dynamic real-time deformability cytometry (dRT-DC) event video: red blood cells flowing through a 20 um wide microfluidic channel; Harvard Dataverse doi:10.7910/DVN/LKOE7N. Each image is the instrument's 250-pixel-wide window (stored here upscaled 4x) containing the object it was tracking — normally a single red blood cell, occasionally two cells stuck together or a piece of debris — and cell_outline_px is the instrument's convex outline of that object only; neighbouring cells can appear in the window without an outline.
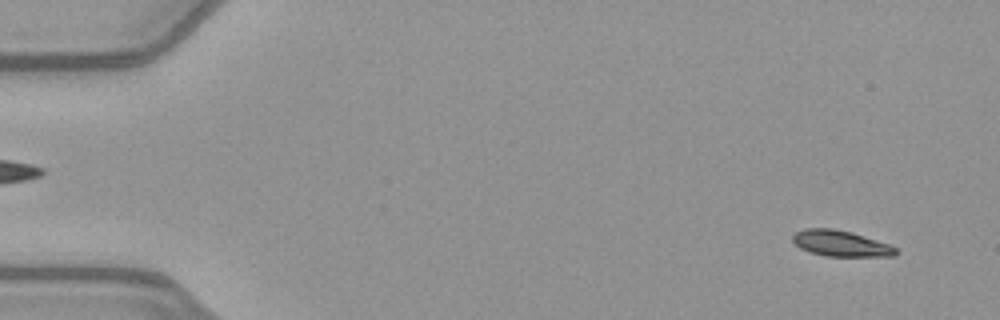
{"species": "common noctule bat (a hibernating species)", "species_latin": "Nyctalus noctula", "temperature_condition": "warm", "stored_images_in_passage": 51, "camera_frame_rate_fps": 3000, "um_per_image_px": 0.085, "animal": {"sex": "female", "body_mass_g": 21.9}, "frame": {"image": 1, "passage_image": 3, "time_ms": 0.667, "image_size_px": [1000, 320], "cell_outline_px": [[896, 256], [824, 256], [808, 252], [800, 248], [792, 240], [792, 236], [796, 232], [804, 228], [832, 228], [852, 232], [892, 244], [896, 248]], "centroid_in_image_um": [71.47, 20.69], "position_along_channel_um": 13.5, "area_um2": 15.78}}
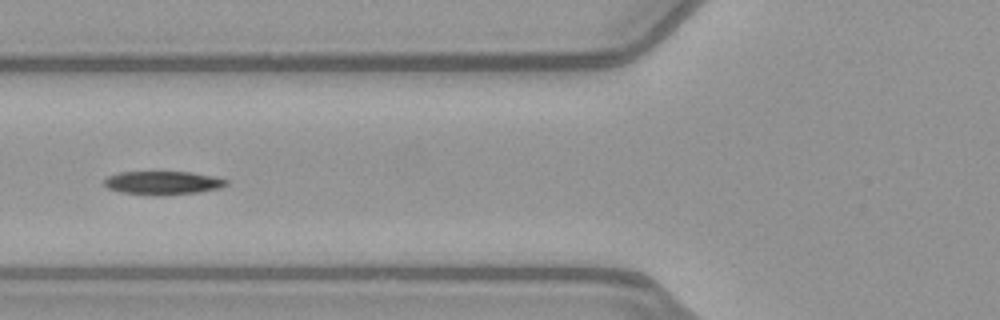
{"frame": {"image": 2, "passage_image": 20, "time_ms": 6.333, "image_size_px": [1000, 320], "cell_outline_px": [[228, 184], [220, 188], [200, 192], [160, 196], [152, 196], [120, 192], [108, 188], [104, 184], [104, 180], [108, 176], [120, 172], [192, 172], [212, 176], [228, 180]], "centroid_in_image_um": [13.84, 15.56], "position_along_channel_um": 112.0, "area_um2": 16.88}}
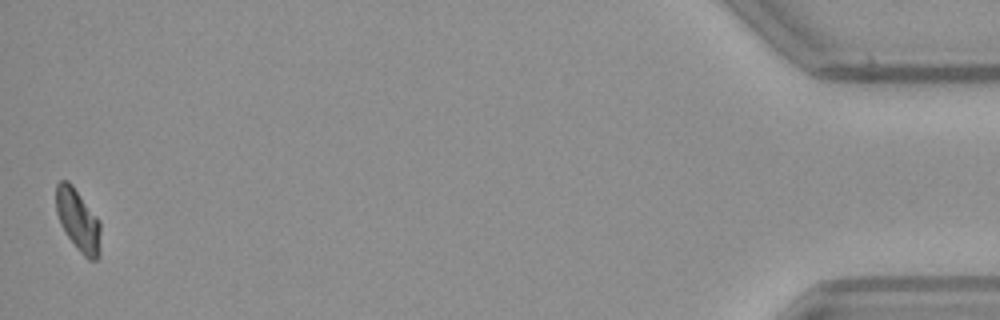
{"frame": {"image": 3, "passage_image": 51, "time_ms": 16.667, "image_size_px": [1000, 320], "cell_outline_px": [[100, 256], [96, 260], [88, 260], [80, 252], [68, 236], [60, 224], [56, 212], [56, 184], [60, 180], [68, 180], [72, 184], [100, 220]], "centroid_in_image_um": [6.64, 18.71], "position_along_channel_um": 428.6, "area_um2": 16.24}, "authors_computed_cell_mechanics": {"area_um2": 16.8198, "velocity_mm_per_s": 3.9925, "shape_relaxation_time_tau1_ms": 4.888, "shape_relaxation_time_tau2_ms": null, "deformation_change_tau1": 0.1322, "deformation_change_tau2": null}}